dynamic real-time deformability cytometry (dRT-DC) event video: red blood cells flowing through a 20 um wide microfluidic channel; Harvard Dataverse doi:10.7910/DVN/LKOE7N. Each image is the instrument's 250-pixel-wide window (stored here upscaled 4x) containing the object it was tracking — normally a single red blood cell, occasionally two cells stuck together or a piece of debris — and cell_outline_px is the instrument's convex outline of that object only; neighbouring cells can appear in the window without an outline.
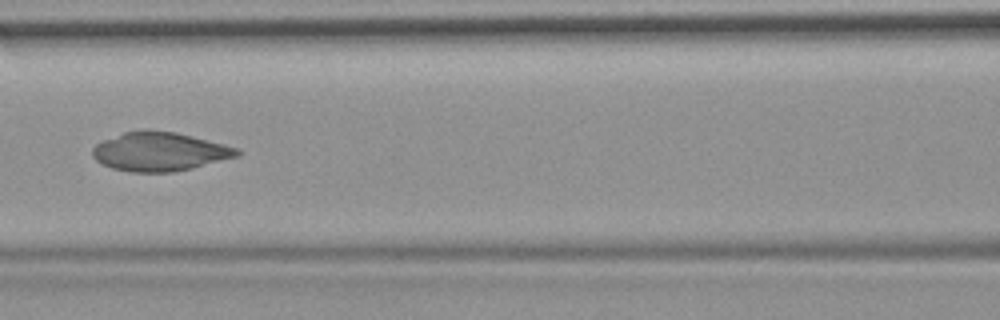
{"species": "common noctule bat (a hibernating species)", "species_latin": "Nyctalus noctula", "temperature_condition": "room temperature", "stored_images_in_passage": 9, "camera_frame_rate_fps": 3000, "um_per_image_px": 0.085, "animal": {"sex": "female", "body_mass_g": 19.9}, "frame": {"image": 1, "passage_image": 6, "time_ms": 5.667, "image_size_px": [1000, 320], "cell_outline_px": [[244, 152], [240, 156], [192, 168], [172, 172], [132, 172], [112, 168], [96, 160], [92, 156], [92, 148], [96, 144], [104, 140], [124, 132], [140, 128], [148, 128], [176, 132], [240, 148]], "centroid_in_image_um": [13.61, 12.87], "position_along_channel_um": 153.0, "area_um2": 33.12}}
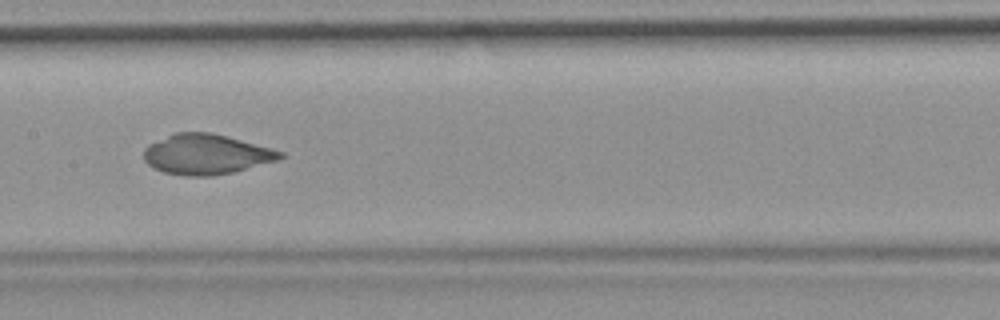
{"frame": {"image": 2, "passage_image": 7, "time_ms": 6.667, "image_size_px": [1000, 320], "cell_outline_px": [[284, 156], [280, 160], [232, 172], [212, 176], [184, 176], [164, 172], [148, 164], [144, 160], [144, 148], [148, 144], [176, 132], [208, 132], [272, 148], [284, 152]], "centroid_in_image_um": [17.53, 13.12], "position_along_channel_um": 189.9, "area_um2": 31.73}}
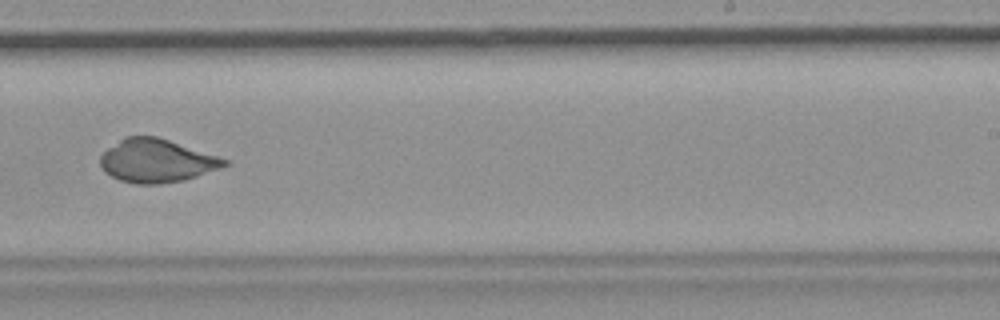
{"frame": {"image": 3, "passage_image": 9, "time_ms": 9.0, "image_size_px": [1000, 320], "cell_outline_px": [[228, 164], [220, 168], [184, 180], [160, 184], [136, 184], [120, 180], [104, 172], [100, 164], [100, 156], [108, 148], [124, 136], [156, 136], [228, 160]], "centroid_in_image_um": [13.26, 13.67], "position_along_channel_um": 275.7, "area_um2": 30.92}}